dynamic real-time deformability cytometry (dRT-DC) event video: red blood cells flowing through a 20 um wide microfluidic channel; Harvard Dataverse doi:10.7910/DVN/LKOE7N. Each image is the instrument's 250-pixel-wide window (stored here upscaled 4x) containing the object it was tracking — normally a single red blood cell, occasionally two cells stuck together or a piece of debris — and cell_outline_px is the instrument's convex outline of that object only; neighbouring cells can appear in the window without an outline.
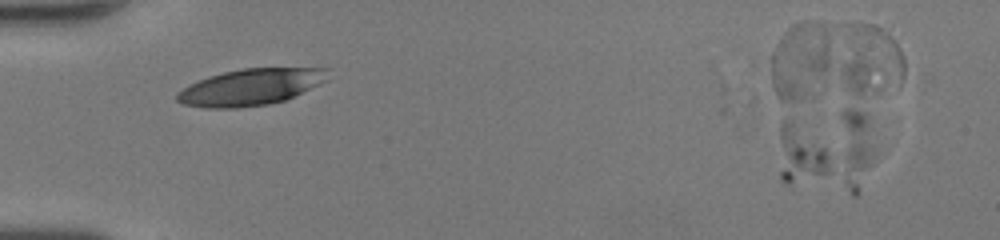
{"species": "human", "species_latin": "Homo sapiens", "temperature_condition": "room temperature", "stored_images_in_passage": 3, "segment_of_instrument_passage": [2, 2], "camera_frame_rate_fps": 3000, "um_per_image_px": 0.085, "donor": {"sex": "female"}, "frame": {"image": 1, "passage_image": 3, "time_ms": 0.667, "image_size_px": [1000, 240], "cell_outline_px": [[876, 148], [872, 164], [856, 196], [852, 196], [788, 184], [780, 180], [780, 128], [784, 120], [848, 108], [856, 108], [864, 112], [868, 116]], "centroid_in_image_um": [70.34, 12.84], "position_along_channel_um": 14.7, "area_um2": 49.53}}